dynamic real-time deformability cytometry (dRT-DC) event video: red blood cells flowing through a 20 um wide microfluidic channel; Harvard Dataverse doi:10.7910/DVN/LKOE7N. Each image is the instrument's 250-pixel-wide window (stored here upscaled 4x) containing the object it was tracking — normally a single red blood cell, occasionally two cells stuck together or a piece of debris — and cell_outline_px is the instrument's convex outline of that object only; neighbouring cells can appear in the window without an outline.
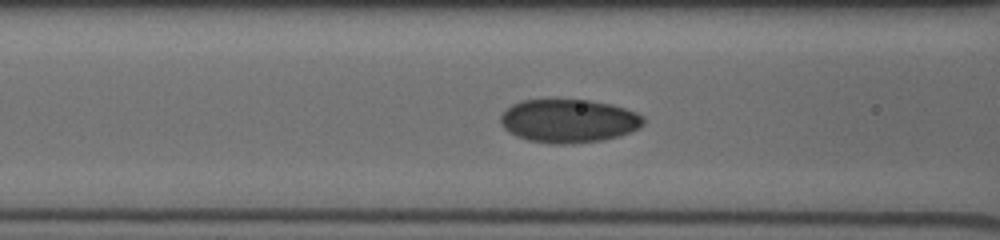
{"species": "human", "species_latin": "Homo sapiens", "temperature_condition": "cold", "stored_images_in_passage": 40, "segment_of_instrument_passage": [2, 2], "camera_frame_rate_fps": 3000, "um_per_image_px": 0.085, "donor": {"sex": "male"}, "frame": {"image": 1, "passage_image": 12, "time_ms": 4.667, "image_size_px": [1000, 240], "cell_outline_px": [[644, 124], [640, 128], [620, 136], [604, 140], [572, 144], [548, 144], [528, 140], [516, 136], [508, 132], [500, 124], [500, 116], [512, 104], [524, 100], [588, 100], [612, 104], [636, 112], [644, 116]], "centroid_in_image_um": [48.35, 10.29], "position_along_channel_um": 118.2, "area_um2": 36.47}}
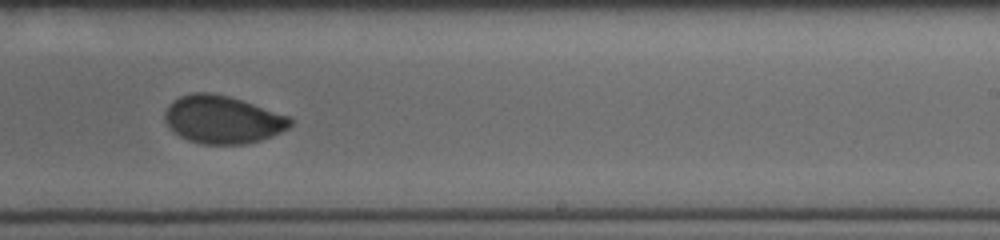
{"frame": {"image": 2, "passage_image": 23, "time_ms": 8.333, "image_size_px": [1000, 240], "cell_outline_px": [[292, 124], [288, 128], [272, 136], [260, 140], [244, 144], [200, 144], [188, 140], [180, 136], [164, 120], [164, 112], [168, 104], [172, 100], [180, 96], [192, 92], [212, 92], [228, 96], [288, 116], [292, 120]], "centroid_in_image_um": [18.88, 10.16], "position_along_channel_um": 270.1, "area_um2": 34.74}}
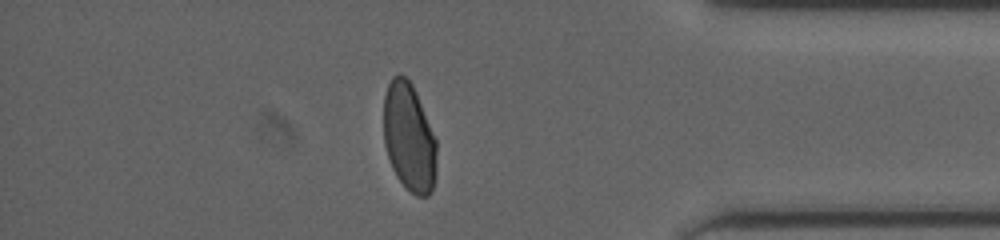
{"frame": {"image": 3, "passage_image": 34, "time_ms": 12.0, "image_size_px": [1000, 240], "cell_outline_px": [[436, 176], [432, 188], [428, 196], [416, 196], [396, 176], [392, 168], [384, 144], [384, 96], [388, 84], [392, 76], [404, 76], [412, 84], [416, 92], [436, 140]], "centroid_in_image_um": [34.77, 11.68], "position_along_channel_um": 400.4, "area_um2": 33.23}}